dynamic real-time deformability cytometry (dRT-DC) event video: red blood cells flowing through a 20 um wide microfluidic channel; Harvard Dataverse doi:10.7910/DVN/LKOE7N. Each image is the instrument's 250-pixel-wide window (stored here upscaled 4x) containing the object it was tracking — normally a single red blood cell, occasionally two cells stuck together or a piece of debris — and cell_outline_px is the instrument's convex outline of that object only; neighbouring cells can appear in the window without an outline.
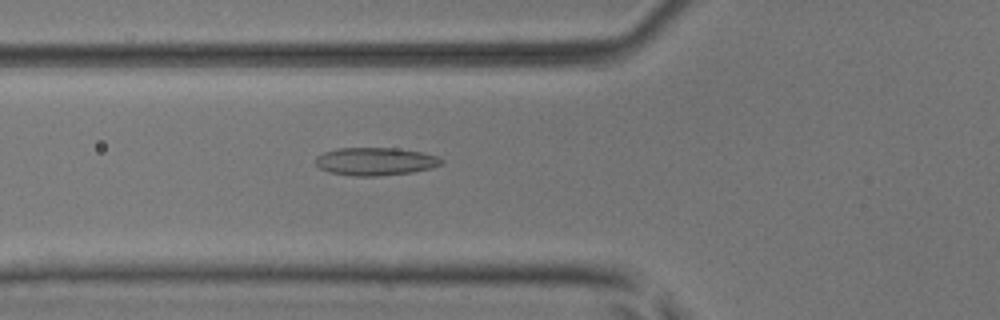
{"species": "common noctule bat (a hibernating species)", "species_latin": "Nyctalus noctula", "temperature_condition": "room temperature", "stored_images_in_passage": 51, "camera_frame_rate_fps": 3000, "um_per_image_px": 0.085, "animal": {"sex": "male", "body_mass_g": 17.9, "forearm_length_mm": 54.2}, "frame": {"image": 1, "passage_image": 19, "time_ms": 6.0, "image_size_px": [1000, 320], "cell_outline_px": [[444, 164], [412, 172], [376, 176], [352, 176], [328, 172], [320, 168], [316, 164], [316, 156], [324, 152], [336, 148], [396, 148], [420, 152], [436, 156], [444, 160]], "centroid_in_image_um": [31.88, 13.72], "position_along_channel_um": 93.9, "area_um2": 20.4}}
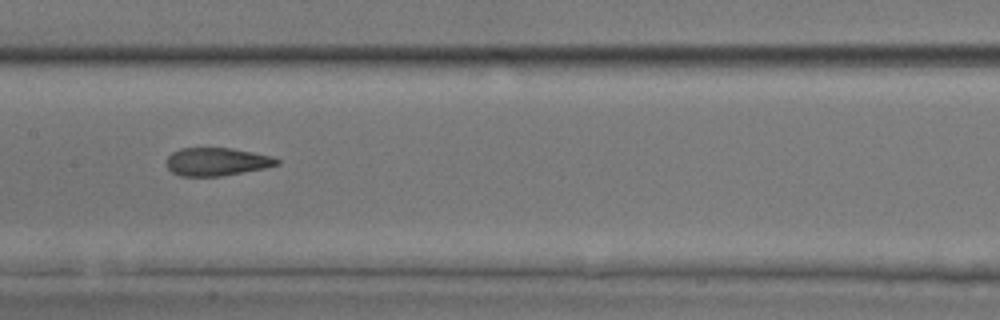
{"frame": {"image": 2, "passage_image": 26, "time_ms": 8.333, "image_size_px": [1000, 320], "cell_outline_px": [[280, 164], [264, 168], [220, 176], [180, 176], [172, 172], [168, 168], [164, 160], [172, 152], [180, 148], [232, 148], [272, 156], [280, 160]], "centroid_in_image_um": [18.39, 13.74], "position_along_channel_um": 189.0, "area_um2": 18.09}}
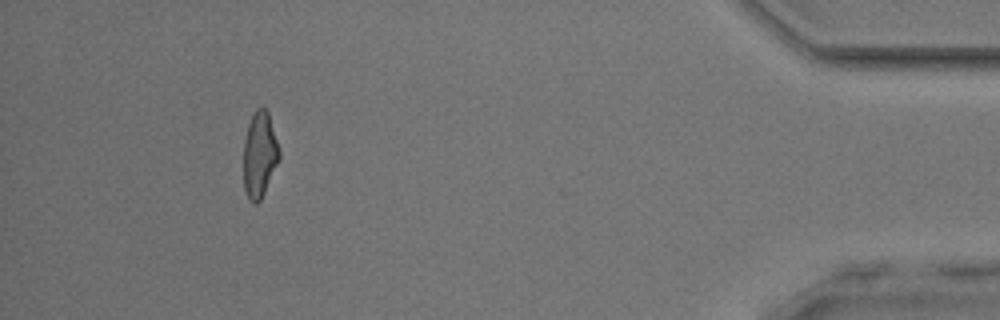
{"frame": {"image": 3, "passage_image": 47, "time_ms": 15.333, "image_size_px": [1000, 320], "cell_outline_px": [[280, 160], [260, 200], [256, 204], [252, 204], [244, 188], [244, 140], [248, 124], [252, 112], [256, 108], [264, 108], [268, 112], [280, 148]], "centroid_in_image_um": [22.08, 13.12], "position_along_channel_um": 413.1, "area_um2": 17.98}, "authors_computed_cell_mechanics": {"area_um2": 18.7272, "velocity_mm_per_s": 4.0668, "shape_relaxation_time_tau1_ms": null, "shape_relaxation_time_tau2_ms": 1.6341, "deformation_change_tau1": null, "deformation_change_tau2": 0.0957}}